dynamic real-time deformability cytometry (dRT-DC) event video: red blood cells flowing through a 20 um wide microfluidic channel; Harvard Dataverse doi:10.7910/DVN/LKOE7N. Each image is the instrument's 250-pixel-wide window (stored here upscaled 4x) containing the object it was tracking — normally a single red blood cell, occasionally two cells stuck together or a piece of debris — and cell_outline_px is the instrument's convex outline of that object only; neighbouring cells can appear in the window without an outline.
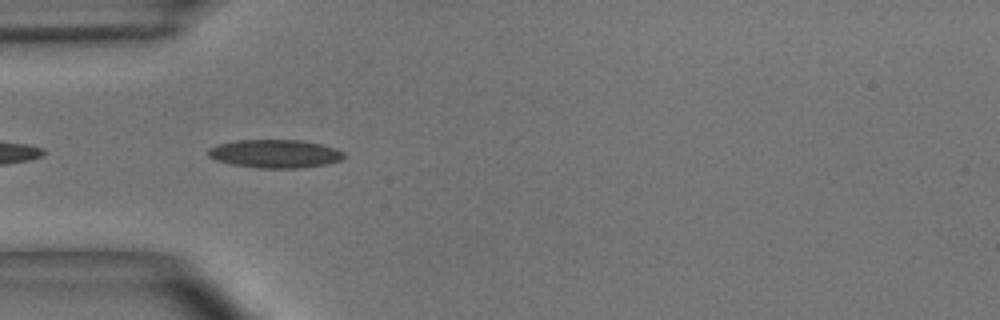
{"species": "common noctule bat (a hibernating species)", "species_latin": "Nyctalus noctula", "temperature_condition": "room temperature", "stored_images_in_passage": 9, "camera_frame_rate_fps": 3000, "um_per_image_px": 0.085, "animal": {"sex": "male", "body_mass_g": 15.6}, "frame": {"image": 1, "passage_image": 2, "time_ms": 0.333, "image_size_px": [1000, 320], "cell_outline_px": [[344, 156], [340, 160], [324, 164], [300, 168], [256, 168], [232, 164], [216, 160], [208, 156], [208, 148], [216, 144], [236, 140], [300, 140], [320, 144], [336, 148], [344, 152]], "centroid_in_image_um": [23.33, 13.06], "position_along_channel_um": 61.7, "area_um2": 22.37}}